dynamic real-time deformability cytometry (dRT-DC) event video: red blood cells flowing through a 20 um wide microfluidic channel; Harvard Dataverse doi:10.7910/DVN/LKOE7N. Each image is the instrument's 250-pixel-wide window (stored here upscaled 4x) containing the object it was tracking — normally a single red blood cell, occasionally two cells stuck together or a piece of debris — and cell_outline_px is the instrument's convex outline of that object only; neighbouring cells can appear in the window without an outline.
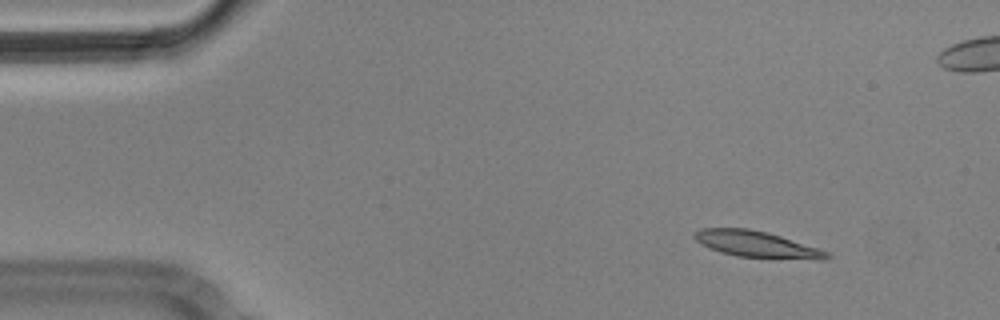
{"species": "Egyptian fruit bat (a non-hibernating species)", "species_latin": "Rousettus aegyptiacus", "temperature_condition": "cold", "stored_images_in_passage": 4, "camera_frame_rate_fps": 3000, "um_per_image_px": 0.085, "animal": {"sex": "male"}, "frame": {"image": 1, "passage_image": 1, "time_ms": 0.0, "image_size_px": [1000, 320], "cell_outline_px": [[832, 256], [828, 260], [820, 260], [736, 256], [720, 252], [708, 248], [700, 244], [692, 236], [692, 232], [700, 228], [748, 228], [768, 232], [828, 252]], "centroid_in_image_um": [64.26, 20.76], "position_along_channel_um": 20.7, "area_um2": 20.35}}